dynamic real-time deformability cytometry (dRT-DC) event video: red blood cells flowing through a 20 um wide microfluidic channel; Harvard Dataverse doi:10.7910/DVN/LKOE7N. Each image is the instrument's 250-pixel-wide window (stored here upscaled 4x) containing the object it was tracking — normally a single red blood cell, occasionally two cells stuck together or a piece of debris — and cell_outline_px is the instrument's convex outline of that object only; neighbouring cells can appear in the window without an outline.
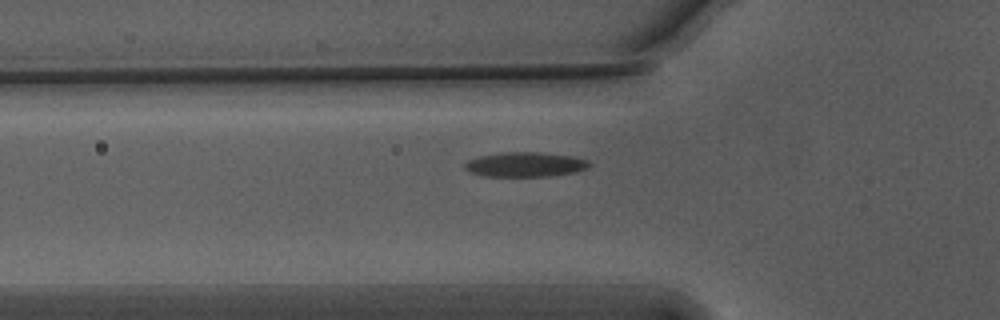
{"species": "Egyptian fruit bat (a non-hibernating species)", "species_latin": "Rousettus aegyptiacus", "temperature_condition": "warm", "stored_images_in_passage": 40, "camera_frame_rate_fps": 3000, "um_per_image_px": 0.085, "animal": {"sex": "male"}, "frame": {"image": 1, "passage_image": 6, "time_ms": 1.667, "image_size_px": [1000, 320], "cell_outline_px": [[592, 164], [588, 168], [576, 172], [552, 176], [484, 176], [472, 172], [464, 168], [464, 164], [468, 160], [480, 156], [504, 152], [540, 152], [572, 156], [588, 160]], "centroid_in_image_um": [44.69, 13.98], "position_along_channel_um": 81.1, "area_um2": 17.92}}
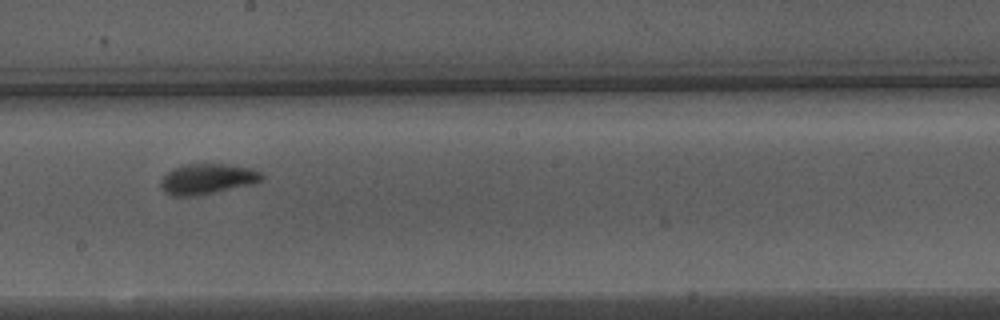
{"frame": {"image": 2, "passage_image": 18, "time_ms": 5.667, "image_size_px": [1000, 320], "cell_outline_px": [[264, 176], [256, 184], [192, 196], [172, 196], [164, 192], [160, 184], [160, 180], [172, 168], [184, 164], [220, 164], [248, 168], [260, 172]], "centroid_in_image_um": [17.58, 15.22], "position_along_channel_um": 230.6, "area_um2": 17.74}}
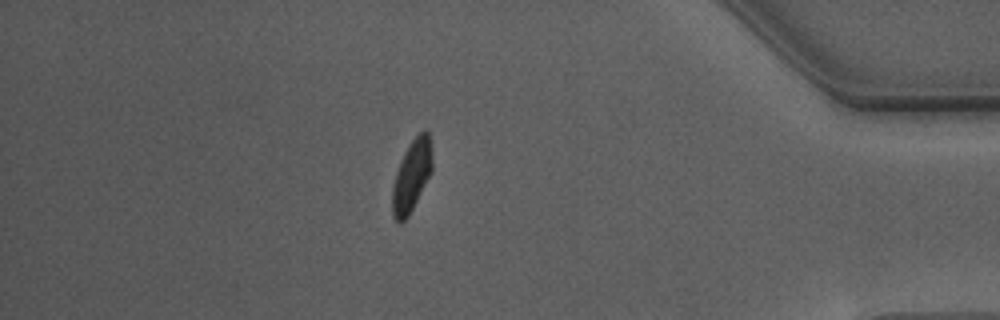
{"frame": {"image": 3, "passage_image": 35, "time_ms": 11.333, "image_size_px": [1000, 320], "cell_outline_px": [[432, 172], [408, 216], [400, 224], [392, 216], [392, 188], [396, 172], [400, 160], [404, 152], [412, 140], [424, 128], [428, 132], [432, 140]], "centroid_in_image_um": [35.0, 14.91], "position_along_channel_um": 400.2, "area_um2": 16.82}}